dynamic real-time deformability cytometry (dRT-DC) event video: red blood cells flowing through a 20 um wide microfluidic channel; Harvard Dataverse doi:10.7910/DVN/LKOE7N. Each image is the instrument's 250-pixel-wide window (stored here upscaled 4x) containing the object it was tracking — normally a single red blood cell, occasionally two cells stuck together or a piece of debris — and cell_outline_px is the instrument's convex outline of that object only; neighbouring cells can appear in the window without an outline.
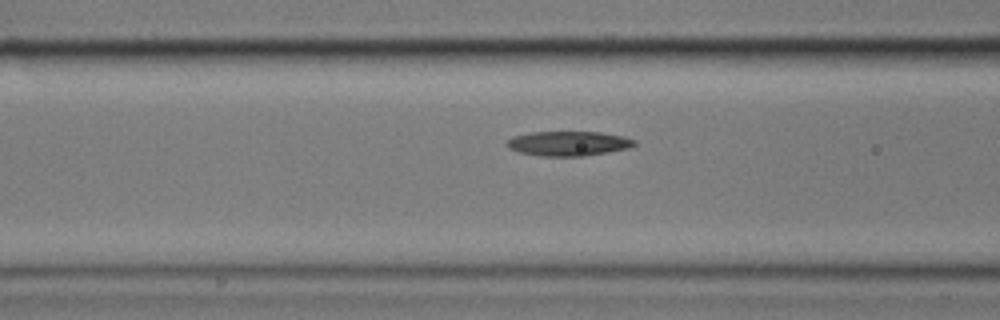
{"species": "common noctule bat (a hibernating species)", "species_latin": "Nyctalus noctula", "temperature_condition": "cold", "stored_images_in_passage": 22, "camera_frame_rate_fps": 3000, "um_per_image_px": 0.085, "animal": {"sex": "male", "body_mass_g": 17.9}, "frame": {"image": 1, "passage_image": 13, "time_ms": 4.0, "image_size_px": [1000, 320], "cell_outline_px": [[636, 144], [628, 148], [608, 152], [584, 156], [540, 156], [520, 152], [508, 148], [504, 144], [512, 136], [532, 132], [600, 132], [624, 136], [636, 140]], "centroid_in_image_um": [48.3, 12.19], "position_along_channel_um": 118.3, "area_um2": 18.38}}
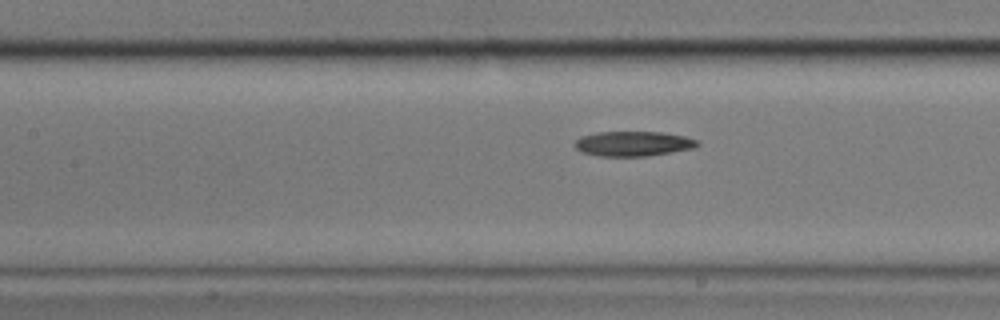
{"frame": {"image": 2, "passage_image": 16, "time_ms": 5.0, "image_size_px": [1000, 320], "cell_outline_px": [[700, 144], [696, 148], [648, 156], [600, 156], [580, 152], [576, 148], [576, 140], [580, 136], [596, 132], [660, 132], [684, 136], [700, 140]], "centroid_in_image_um": [53.86, 12.21], "position_along_channel_um": 153.5, "area_um2": 17.92}}